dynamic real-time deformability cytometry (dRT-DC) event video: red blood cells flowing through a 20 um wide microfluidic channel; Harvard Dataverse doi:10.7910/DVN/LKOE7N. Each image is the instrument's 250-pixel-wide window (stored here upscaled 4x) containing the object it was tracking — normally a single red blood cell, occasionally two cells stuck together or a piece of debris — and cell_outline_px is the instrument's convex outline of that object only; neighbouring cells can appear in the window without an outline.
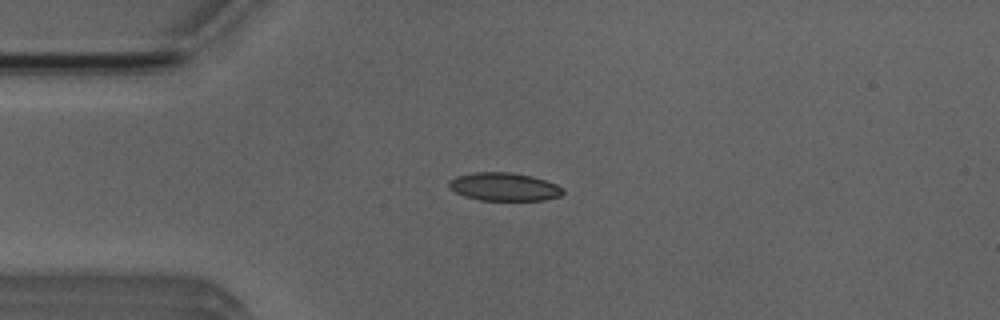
{"species": "Egyptian fruit bat (a non-hibernating species)", "species_latin": "Rousettus aegyptiacus", "temperature_condition": "room temperature", "stored_images_in_passage": 5, "camera_frame_rate_fps": 3000, "um_per_image_px": 0.085, "animal": {"sex": "male"}, "frame": {"image": 1, "passage_image": 2, "time_ms": 2.0, "image_size_px": [1000, 320], "cell_outline_px": [[564, 192], [560, 196], [544, 200], [480, 200], [464, 196], [448, 188], [448, 180], [456, 176], [476, 172], [508, 172], [532, 176], [556, 184], [564, 188]], "centroid_in_image_um": [42.83, 15.87], "position_along_channel_um": 42.2, "area_um2": 18.73}}